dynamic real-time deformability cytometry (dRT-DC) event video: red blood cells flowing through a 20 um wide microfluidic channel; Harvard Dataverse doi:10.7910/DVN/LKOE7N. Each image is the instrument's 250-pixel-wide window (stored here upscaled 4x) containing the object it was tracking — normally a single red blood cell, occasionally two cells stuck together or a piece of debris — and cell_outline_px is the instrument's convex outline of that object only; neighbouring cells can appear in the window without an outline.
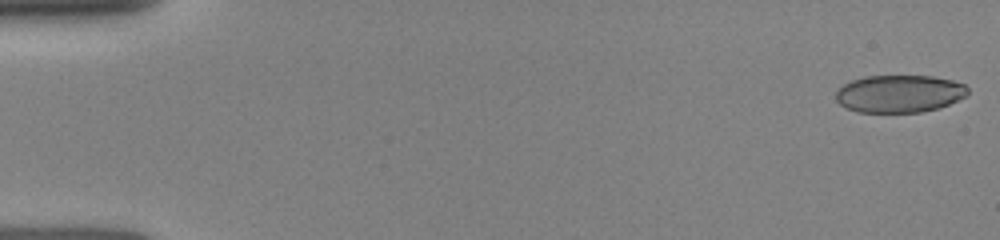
{"species": "human", "species_latin": "Homo sapiens", "temperature_condition": "room temperature", "stored_images_in_passage": 12, "camera_frame_rate_fps": 3000, "um_per_image_px": 0.085, "donor": {"sex": "female"}, "frame": {"image": 1, "passage_image": 1, "time_ms": 0.0, "image_size_px": [1000, 240], "cell_outline_px": [[968, 96], [948, 104], [936, 108], [920, 112], [856, 112], [840, 104], [836, 100], [836, 92], [844, 84], [852, 80], [864, 76], [932, 76], [952, 80], [964, 84], [968, 88]], "centroid_in_image_um": [76.46, 7.96], "position_along_channel_um": 8.5, "area_um2": 28.78}}